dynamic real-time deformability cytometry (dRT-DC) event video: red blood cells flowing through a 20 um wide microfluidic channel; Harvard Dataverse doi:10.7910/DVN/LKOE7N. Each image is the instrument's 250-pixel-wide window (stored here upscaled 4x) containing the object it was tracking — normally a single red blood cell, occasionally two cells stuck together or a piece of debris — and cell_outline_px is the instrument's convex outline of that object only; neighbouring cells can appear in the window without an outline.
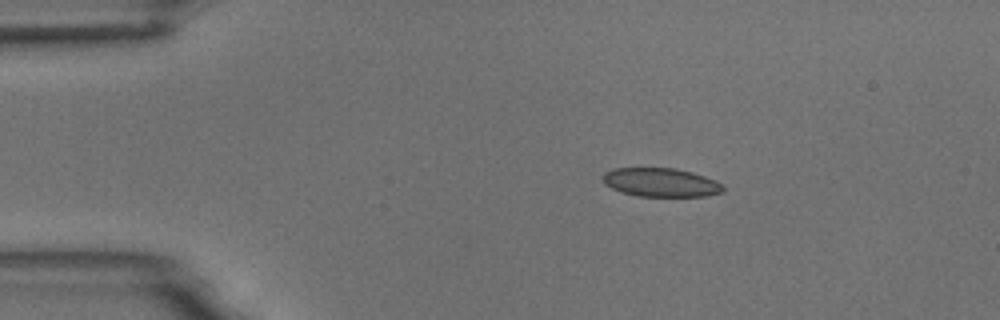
{"species": "common noctule bat (a hibernating species)", "species_latin": "Nyctalus noctula", "temperature_condition": "room temperature", "stored_images_in_passage": 3, "camera_frame_rate_fps": 3000, "um_per_image_px": 0.085, "animal": {"sex": "male", "body_mass_g": 18.8}, "frame": {"image": 1, "passage_image": 1, "time_ms": 0.0, "image_size_px": [1000, 320], "cell_outline_px": [[724, 192], [708, 196], [640, 196], [620, 192], [604, 184], [604, 172], [612, 168], [676, 168], [692, 172], [716, 180], [724, 184]], "centroid_in_image_um": [56.21, 15.5], "position_along_channel_um": 28.8, "area_um2": 20.29}}